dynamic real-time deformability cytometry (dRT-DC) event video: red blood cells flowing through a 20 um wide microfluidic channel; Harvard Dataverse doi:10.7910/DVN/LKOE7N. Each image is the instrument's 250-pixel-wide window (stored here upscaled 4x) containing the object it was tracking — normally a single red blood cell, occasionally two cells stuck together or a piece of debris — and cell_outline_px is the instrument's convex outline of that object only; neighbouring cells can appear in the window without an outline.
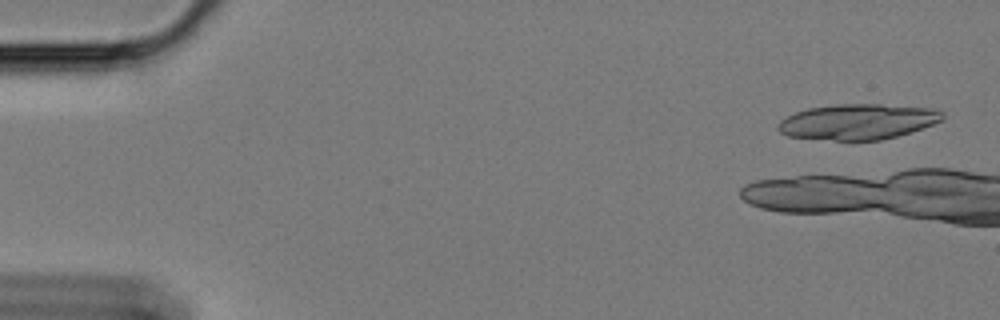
{"species": "Egyptian fruit bat (a non-hibernating species)", "species_latin": "Rousettus aegyptiacus", "temperature_condition": "cold", "stored_images_in_passage": 9, "camera_frame_rate_fps": 3000, "um_per_image_px": 0.085, "animal": {"sex": "female"}, "frame": {"image": 1, "passage_image": 2, "time_ms": 0.333, "image_size_px": [1000, 320], "cell_outline_px": [[944, 120], [896, 136], [880, 140], [836, 140], [788, 136], [780, 132], [776, 128], [780, 120], [796, 112], [808, 108], [836, 104], [880, 104], [936, 108], [944, 112]], "centroid_in_image_um": [72.93, 10.33], "position_along_channel_um": 12.1, "area_um2": 33.93}}